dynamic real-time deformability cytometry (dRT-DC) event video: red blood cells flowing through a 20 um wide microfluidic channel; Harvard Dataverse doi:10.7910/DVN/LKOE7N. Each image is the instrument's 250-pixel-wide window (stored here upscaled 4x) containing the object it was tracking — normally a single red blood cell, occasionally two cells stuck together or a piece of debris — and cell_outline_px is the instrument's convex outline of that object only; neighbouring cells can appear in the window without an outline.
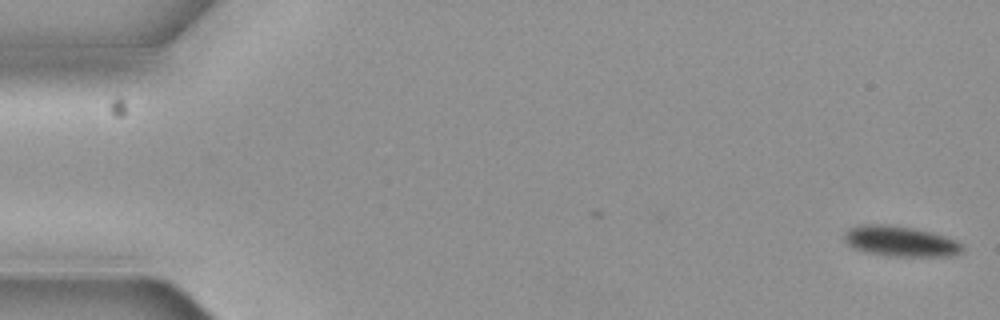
{"species": "common noctule bat (a hibernating species)", "species_latin": "Nyctalus noctula", "temperature_condition": "cold", "stored_images_in_passage": 5, "camera_frame_rate_fps": 3000, "um_per_image_px": 0.085, "animal": {"sex": "female", "body_mass_g": 19.3, "forearm_length_mm": 54.1}, "frame": {"image": 1, "passage_image": 1, "time_ms": 0.0, "image_size_px": [1000, 320], "cell_outline_px": [[964, 252], [956, 256], [896, 256], [868, 252], [856, 248], [848, 244], [844, 240], [844, 232], [848, 228], [856, 224], [888, 224], [916, 228], [932, 232], [956, 240], [964, 244]], "centroid_in_image_um": [76.58, 20.49], "position_along_channel_um": 8.4, "area_um2": 21.21}}
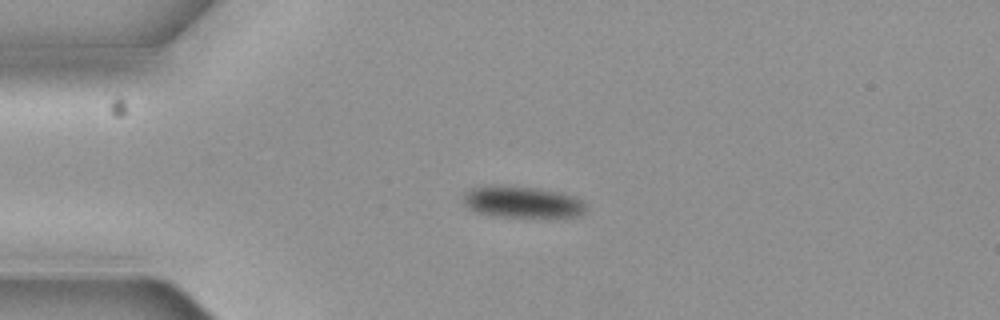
{"frame": {"image": 2, "passage_image": 5, "time_ms": 1.333, "image_size_px": [1000, 320], "cell_outline_px": [[588, 208], [580, 216], [492, 216], [476, 212], [468, 208], [464, 204], [464, 192], [472, 188], [540, 188], [576, 196], [588, 204]], "centroid_in_image_um": [44.48, 17.21], "position_along_channel_um": 40.5, "area_um2": 21.79}}